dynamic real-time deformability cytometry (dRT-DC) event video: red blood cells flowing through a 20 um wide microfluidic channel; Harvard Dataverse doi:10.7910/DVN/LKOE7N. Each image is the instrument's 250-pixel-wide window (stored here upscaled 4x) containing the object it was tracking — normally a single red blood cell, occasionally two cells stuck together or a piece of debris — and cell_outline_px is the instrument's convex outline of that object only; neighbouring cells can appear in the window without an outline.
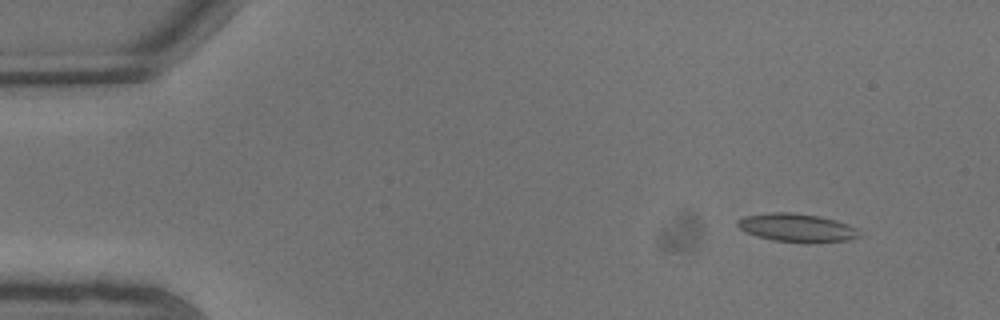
{"species": "common noctule bat (a hibernating species)", "species_latin": "Nyctalus noctula", "temperature_condition": "warm", "stored_images_in_passage": 6, "camera_frame_rate_fps": 3000, "um_per_image_px": 0.085, "animal": {"sex": "male", "body_mass_g": 13.3}, "frame": {"image": 1, "passage_image": 1, "time_ms": 0.0, "image_size_px": [1000, 320], "cell_outline_px": [[856, 236], [848, 240], [804, 244], [772, 240], [756, 236], [744, 232], [736, 224], [736, 220], [744, 216], [772, 212], [792, 212], [820, 216], [836, 220], [848, 224], [856, 228]], "centroid_in_image_um": [67.66, 19.36], "position_along_channel_um": 17.3, "area_um2": 20.29}}
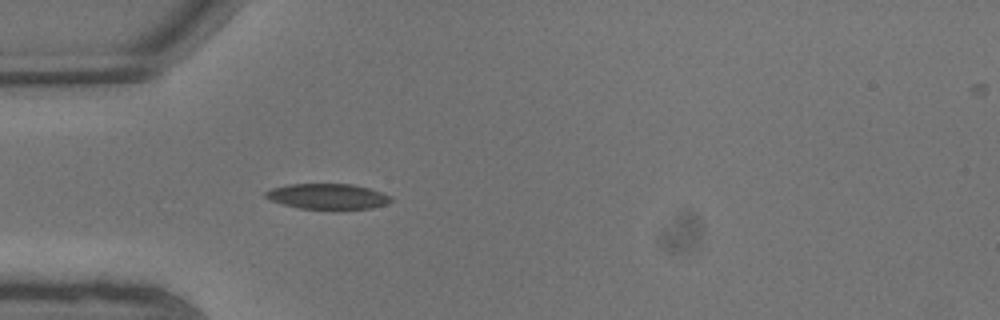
{"frame": {"image": 2, "passage_image": 5, "time_ms": 1.333, "image_size_px": [1000, 320], "cell_outline_px": [[392, 200], [384, 204], [372, 208], [300, 208], [284, 204], [272, 200], [264, 196], [264, 192], [272, 188], [288, 184], [352, 184], [368, 188], [392, 196]], "centroid_in_image_um": [27.83, 16.67], "position_along_channel_um": 57.2, "area_um2": 18.15}}